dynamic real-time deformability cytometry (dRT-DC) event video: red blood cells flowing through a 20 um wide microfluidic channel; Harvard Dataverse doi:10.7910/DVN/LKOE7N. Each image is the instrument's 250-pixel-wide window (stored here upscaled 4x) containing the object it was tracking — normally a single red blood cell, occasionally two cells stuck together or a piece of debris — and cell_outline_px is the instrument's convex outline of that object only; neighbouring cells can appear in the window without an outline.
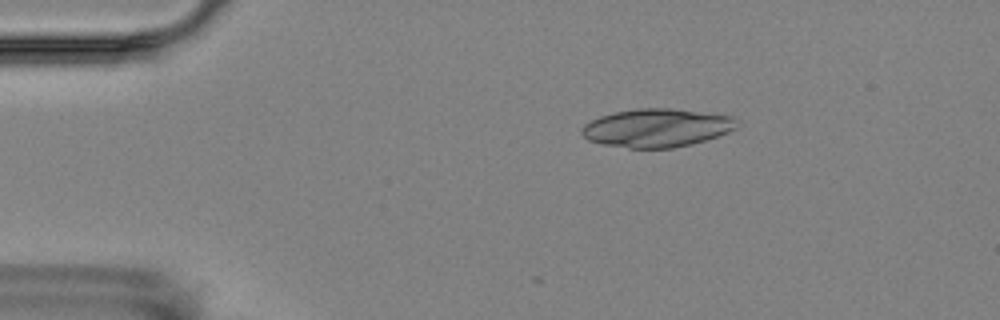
{"species": "Egyptian fruit bat (a non-hibernating species)", "species_latin": "Rousettus aegyptiacus", "temperature_condition": "room temperature", "stored_images_in_passage": 3, "camera_frame_rate_fps": 3000, "um_per_image_px": 0.085, "animal": {"sex": "female"}, "frame": {"image": 1, "passage_image": 2, "time_ms": 2.333, "image_size_px": [1000, 320], "cell_outline_px": [[740, 120], [736, 128], [728, 132], [692, 144], [672, 148], [628, 148], [600, 144], [588, 140], [580, 132], [584, 124], [600, 116], [616, 112], [636, 108], [672, 108], [732, 116]], "centroid_in_image_um": [55.82, 10.87], "position_along_channel_um": 29.2, "area_um2": 34.74}}